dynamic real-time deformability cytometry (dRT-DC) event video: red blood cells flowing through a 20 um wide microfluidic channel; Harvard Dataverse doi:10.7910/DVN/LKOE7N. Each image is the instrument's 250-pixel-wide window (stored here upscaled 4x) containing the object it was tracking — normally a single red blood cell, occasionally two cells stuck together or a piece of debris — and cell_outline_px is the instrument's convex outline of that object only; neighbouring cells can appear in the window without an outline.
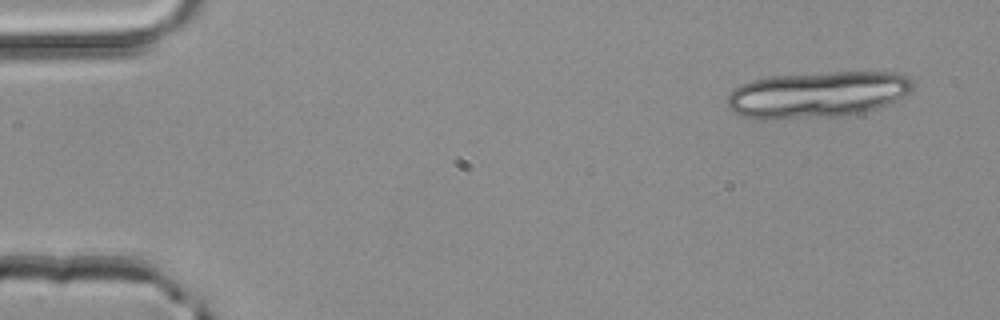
{"species": "common noctule bat (a hibernating species)", "species_latin": "Nyctalus noctula", "temperature_condition": "room temperature", "stored_images_in_passage": 4, "segment_of_instrument_passage": [1, 2], "camera_frame_rate_fps": 3000, "um_per_image_px": 0.085, "animal": {"sex": "male", "body_mass_g": 20.4}, "frame": {"image": 1, "passage_image": 1, "time_ms": 0.0, "image_size_px": [1000, 320], "cell_outline_px": [[916, 84], [908, 92], [896, 100], [888, 104], [876, 108], [844, 116], [764, 120], [756, 120], [740, 116], [732, 112], [728, 108], [728, 96], [740, 84], [752, 80], [772, 76], [832, 72], [900, 72], [908, 76]], "centroid_in_image_um": [69.46, 8.05], "position_along_channel_um": 15.5, "area_um2": 50.4}}